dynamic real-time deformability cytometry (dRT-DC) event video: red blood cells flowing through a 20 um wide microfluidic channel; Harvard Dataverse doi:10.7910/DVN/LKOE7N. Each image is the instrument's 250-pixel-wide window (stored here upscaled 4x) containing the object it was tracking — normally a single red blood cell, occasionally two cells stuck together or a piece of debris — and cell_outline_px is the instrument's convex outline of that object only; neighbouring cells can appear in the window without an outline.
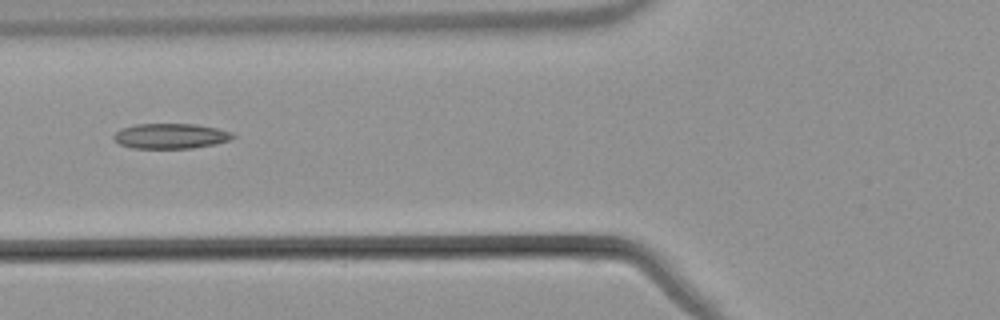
{"species": "common noctule bat (a hibernating species)", "species_latin": "Nyctalus noctula", "temperature_condition": "warm", "stored_images_in_passage": 6, "camera_frame_rate_fps": 3000, "um_per_image_px": 0.085, "animal": {"sex": "male", "body_mass_g": 21.5, "forearm_length_mm": 52.0}, "frame": {"image": 1, "passage_image": 6, "time_ms": 6.0, "image_size_px": [1000, 320], "cell_outline_px": [[236, 136], [232, 140], [216, 144], [192, 148], [132, 148], [120, 144], [112, 136], [120, 128], [136, 124], [196, 124], [216, 128], [232, 132]], "centroid_in_image_um": [14.53, 11.56], "position_along_channel_um": 111.3, "area_um2": 17.57}}